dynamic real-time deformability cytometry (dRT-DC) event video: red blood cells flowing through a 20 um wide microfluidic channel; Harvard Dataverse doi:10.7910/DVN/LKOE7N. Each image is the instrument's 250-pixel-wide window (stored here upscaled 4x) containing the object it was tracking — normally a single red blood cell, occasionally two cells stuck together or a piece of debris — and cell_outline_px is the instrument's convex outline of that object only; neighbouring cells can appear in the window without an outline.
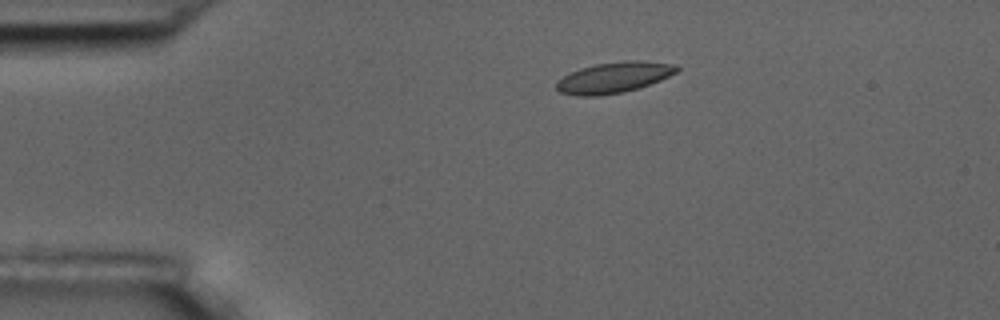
{"species": "common noctule bat (a hibernating species)", "species_latin": "Nyctalus noctula", "temperature_condition": "room temperature", "stored_images_in_passage": 4, "camera_frame_rate_fps": 3000, "um_per_image_px": 0.085, "animal": {"sex": "male", "body_mass_g": 17.5, "forearm_length_mm": 52.3}, "frame": {"image": 1, "passage_image": 1, "time_ms": 0.0, "image_size_px": [1000, 320], "cell_outline_px": [[680, 68], [676, 72], [660, 80], [624, 92], [600, 96], [576, 96], [560, 92], [556, 88], [556, 80], [580, 68], [596, 64], [628, 60], [640, 60], [676, 64]], "centroid_in_image_um": [52.16, 6.58], "position_along_channel_um": 32.8, "area_um2": 21.56}}
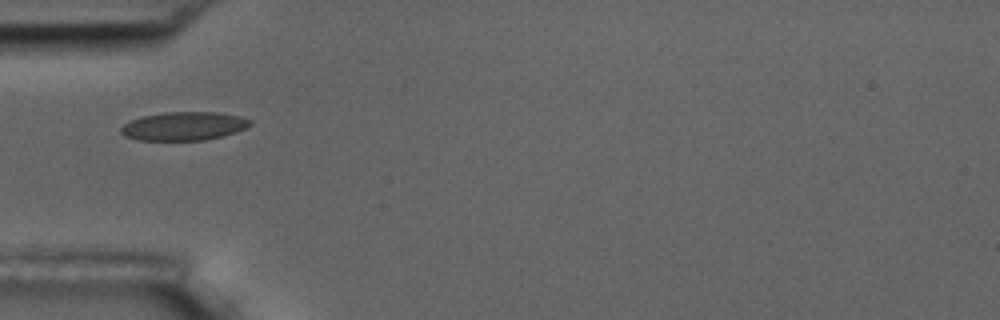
{"frame": {"image": 2, "passage_image": 3, "time_ms": 2.333, "image_size_px": [1000, 320], "cell_outline_px": [[252, 124], [236, 132], [224, 136], [204, 140], [136, 140], [124, 136], [120, 132], [120, 128], [128, 120], [140, 116], [164, 112], [216, 112], [240, 116], [252, 120]], "centroid_in_image_um": [15.59, 10.72], "position_along_channel_um": 69.4, "area_um2": 21.73}}